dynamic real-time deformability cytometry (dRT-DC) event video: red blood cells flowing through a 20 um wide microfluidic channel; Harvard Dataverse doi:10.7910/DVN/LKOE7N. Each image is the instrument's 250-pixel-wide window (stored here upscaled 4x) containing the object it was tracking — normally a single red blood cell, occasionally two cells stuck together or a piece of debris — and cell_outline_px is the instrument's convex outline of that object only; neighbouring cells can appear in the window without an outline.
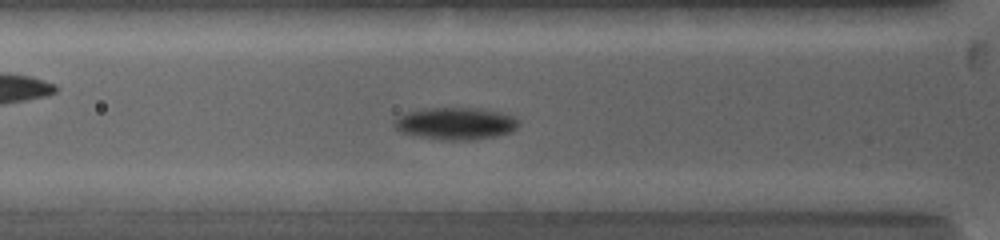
{"species": "common noctule bat (a hibernating species)", "species_latin": "Nyctalus noctula", "temperature_condition": "warm", "stored_images_in_passage": 30, "camera_frame_rate_fps": 5000, "um_per_image_px": 0.085, "animal": {"sex": "female", "body_mass_g": 19.0, "forearm_length_mm": 53.3}, "frame": {"image": 1, "passage_image": 9, "time_ms": 2.8, "image_size_px": [1000, 240], "cell_outline_px": [[520, 124], [512, 132], [496, 136], [472, 140], [440, 140], [400, 132], [392, 124], [392, 120], [404, 112], [420, 108], [480, 108], [512, 116], [520, 120]], "centroid_in_image_um": [38.69, 10.49], "position_along_channel_um": 87.1, "area_um2": 23.58}}
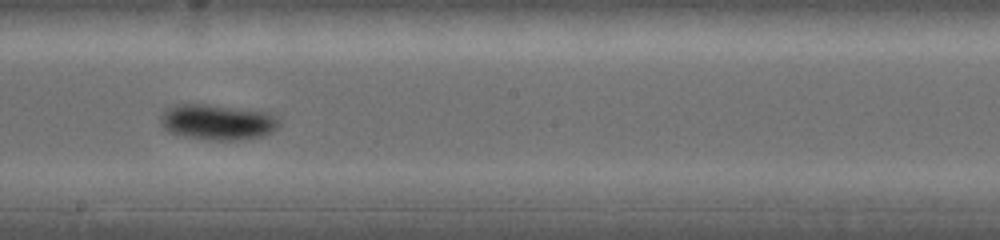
{"frame": {"image": 2, "passage_image": 16, "time_ms": 6.4, "image_size_px": [1000, 240], "cell_outline_px": [[280, 124], [272, 132], [264, 136], [236, 140], [208, 140], [184, 136], [168, 132], [160, 124], [160, 116], [172, 104], [208, 104], [272, 112], [280, 120]], "centroid_in_image_um": [18.51, 10.37], "position_along_channel_um": 229.7, "area_um2": 24.97}}
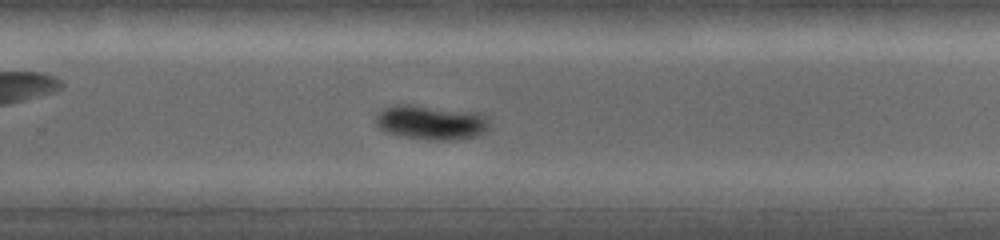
{"frame": {"image": 3, "passage_image": 19, "time_ms": 8.0, "image_size_px": [1000, 240], "cell_outline_px": [[488, 128], [480, 136], [452, 140], [428, 140], [400, 136], [384, 132], [376, 124], [376, 112], [380, 108], [396, 104], [412, 104], [480, 112], [488, 120]], "centroid_in_image_um": [36.6, 10.39], "position_along_channel_um": 293.2, "area_um2": 23.41}, "authors_computed_cell_mechanics": {"area_um2": 21.7617, "velocity_mm_per_s": 3.9708, "shape_relaxation_time_tau1_ms": 0.6991, "shape_relaxation_time_tau2_ms": null, "deformation_change_tau1": 0.0914, "deformation_change_tau2": null}}